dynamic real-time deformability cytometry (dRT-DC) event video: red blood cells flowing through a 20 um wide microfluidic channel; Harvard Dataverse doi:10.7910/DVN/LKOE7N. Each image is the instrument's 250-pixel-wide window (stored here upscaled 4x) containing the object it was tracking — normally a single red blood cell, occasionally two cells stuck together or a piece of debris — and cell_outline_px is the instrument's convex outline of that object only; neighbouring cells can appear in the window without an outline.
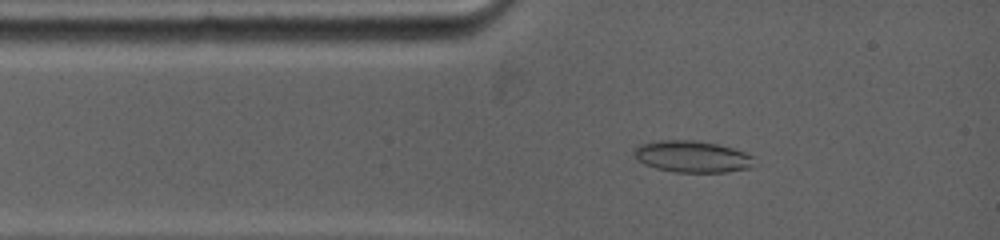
{"species": "common noctule bat (a hibernating species)", "species_latin": "Nyctalus noctula", "temperature_condition": "warm", "stored_images_in_passage": 31, "camera_frame_rate_fps": 5000, "um_per_image_px": 0.085, "animal": {"sex": "female", "body_mass_g": 19.0, "forearm_length_mm": 53.3}, "frame": {"image": 1, "passage_image": 6, "time_ms": 1.4, "image_size_px": [1000, 240], "cell_outline_px": [[756, 164], [748, 168], [724, 172], [672, 172], [656, 168], [644, 164], [636, 160], [632, 156], [632, 152], [640, 144], [660, 140], [696, 140], [716, 144], [732, 148], [744, 152], [752, 156]], "centroid_in_image_um": [58.79, 13.31], "position_along_channel_um": 26.2, "area_um2": 22.25}}
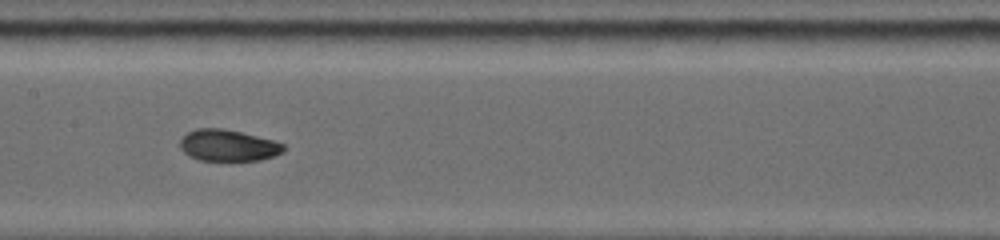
{"frame": {"image": 2, "passage_image": 22, "time_ms": 5.8, "image_size_px": [1000, 240], "cell_outline_px": [[284, 152], [260, 160], [200, 160], [188, 156], [180, 148], [180, 140], [188, 132], [196, 128], [220, 128], [240, 132], [272, 140], [284, 144]], "centroid_in_image_um": [19.36, 12.36], "position_along_channel_um": 188.0, "area_um2": 18.79}}
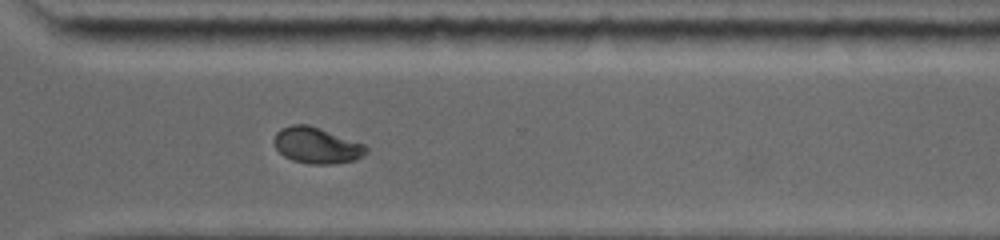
{"frame": {"image": 3, "passage_image": 31, "time_ms": 9.8, "image_size_px": [1000, 240], "cell_outline_px": [[368, 152], [352, 160], [332, 164], [308, 164], [292, 160], [284, 156], [276, 148], [272, 140], [276, 132], [280, 128], [292, 124], [308, 124], [320, 128], [364, 144], [368, 148]], "centroid_in_image_um": [26.87, 12.35], "position_along_channel_um": 343.7, "area_um2": 19.36}}